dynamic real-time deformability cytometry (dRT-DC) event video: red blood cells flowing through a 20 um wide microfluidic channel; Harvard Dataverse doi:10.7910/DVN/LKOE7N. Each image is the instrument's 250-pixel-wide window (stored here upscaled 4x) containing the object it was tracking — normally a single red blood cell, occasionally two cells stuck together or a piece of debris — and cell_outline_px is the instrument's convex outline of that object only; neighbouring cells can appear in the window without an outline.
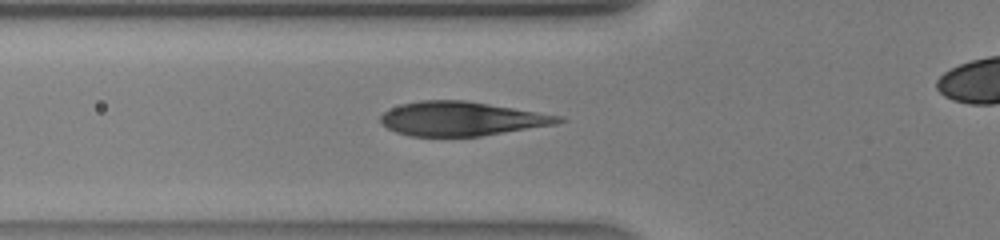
{"species": "human", "species_latin": "Homo sapiens", "temperature_condition": "warm", "stored_images_in_passage": 32, "camera_frame_rate_fps": 3000, "um_per_image_px": 0.085, "donor": {"sex": "male"}, "frame": {"image": 1, "passage_image": 10, "time_ms": 3.0, "image_size_px": [1000, 240], "cell_outline_px": [[568, 120], [556, 124], [480, 136], [408, 136], [396, 132], [388, 128], [380, 120], [380, 116], [384, 112], [400, 104], [420, 100], [464, 100], [564, 116]], "centroid_in_image_um": [39.25, 10.09], "position_along_channel_um": 86.5, "area_um2": 35.26}}
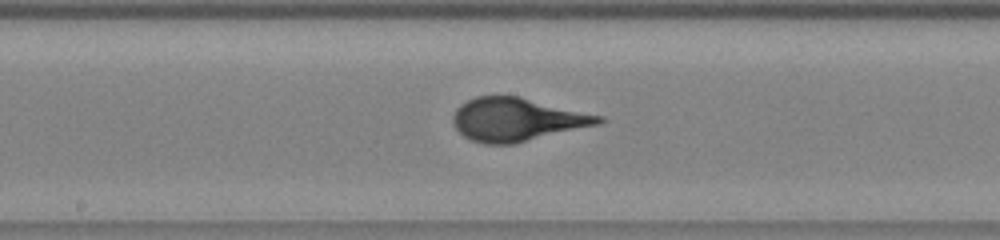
{"frame": {"image": 2, "passage_image": 17, "time_ms": 5.333, "image_size_px": [1000, 240], "cell_outline_px": [[608, 120], [600, 124], [512, 144], [484, 144], [472, 140], [464, 136], [452, 124], [452, 116], [456, 108], [460, 104], [476, 96], [520, 96], [604, 116]], "centroid_in_image_um": [43.95, 10.15], "position_along_channel_um": 204.2, "area_um2": 36.82}}
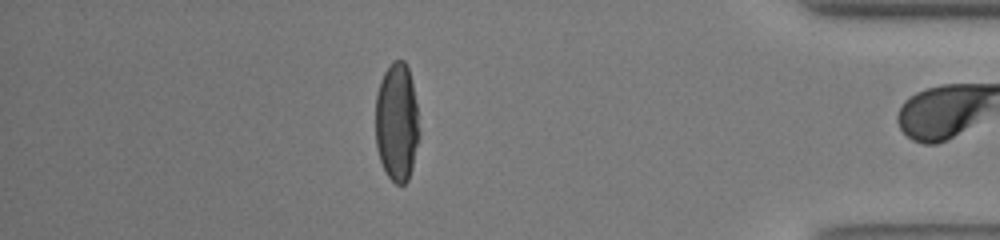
{"frame": {"image": 3, "passage_image": 31, "time_ms": 10.0, "image_size_px": [1000, 240], "cell_outline_px": [[420, 136], [408, 180], [404, 184], [396, 184], [388, 176], [380, 160], [376, 148], [376, 96], [380, 80], [384, 72], [392, 60], [404, 60], [408, 68], [412, 84], [416, 104], [420, 132]], "centroid_in_image_um": [33.73, 10.38], "position_along_channel_um": 401.5, "area_um2": 30.23}}